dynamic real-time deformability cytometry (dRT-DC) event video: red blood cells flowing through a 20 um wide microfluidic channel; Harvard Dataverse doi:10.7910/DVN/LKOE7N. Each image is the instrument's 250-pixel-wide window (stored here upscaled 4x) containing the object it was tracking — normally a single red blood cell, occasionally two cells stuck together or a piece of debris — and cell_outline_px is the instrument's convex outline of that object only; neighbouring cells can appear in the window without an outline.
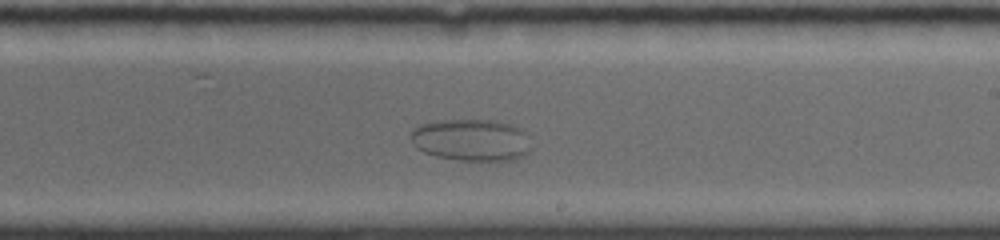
{"species": "common noctule bat (a hibernating species)", "species_latin": "Nyctalus noctula", "temperature_condition": "room temperature", "stored_images_in_passage": 58, "camera_frame_rate_fps": 4000, "um_per_image_px": 0.085, "animal": {"sex": "female", "body_mass_g": 19.0, "forearm_length_mm": 56.7}, "frame": {"image": 1, "passage_image": 34, "time_ms": 8.25, "image_size_px": [1000, 240], "cell_outline_px": [[532, 148], [524, 156], [516, 160], [496, 164], [456, 160], [436, 156], [424, 152], [416, 148], [412, 144], [412, 132], [420, 124], [436, 120], [496, 120], [512, 124], [520, 128], [524, 132]], "centroid_in_image_um": [40.12, 11.95], "position_along_channel_um": 248.9, "area_um2": 30.46}}